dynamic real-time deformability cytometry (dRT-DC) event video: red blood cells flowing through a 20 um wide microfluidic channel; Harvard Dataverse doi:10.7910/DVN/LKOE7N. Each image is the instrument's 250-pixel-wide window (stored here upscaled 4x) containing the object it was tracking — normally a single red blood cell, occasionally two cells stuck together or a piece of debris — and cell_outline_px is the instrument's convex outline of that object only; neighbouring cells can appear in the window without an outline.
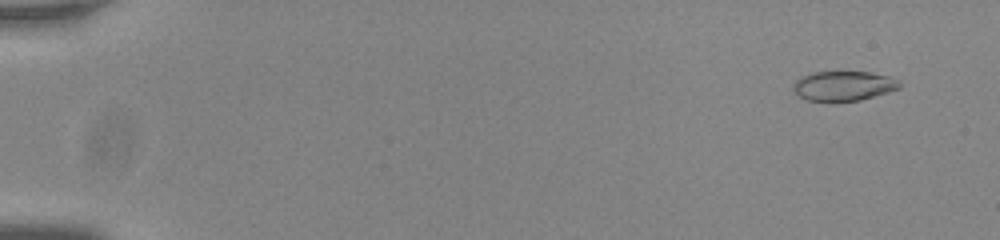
{"species": "common noctule bat (a hibernating species)", "species_latin": "Nyctalus noctula", "temperature_condition": "room temperature", "stored_images_in_passage": 56, "camera_frame_rate_fps": 3000, "um_per_image_px": 0.085, "animal": {"sex": "male", "body_mass_g": 20.0, "forearm_length_mm": 53.3}, "frame": {"image": 1, "passage_image": 4, "time_ms": 1.0, "image_size_px": [1000, 240], "cell_outline_px": [[900, 88], [860, 100], [808, 100], [800, 96], [792, 88], [796, 80], [800, 76], [812, 72], [868, 72], [888, 76], [900, 80]], "centroid_in_image_um": [71.7, 7.28], "position_along_channel_um": 13.3, "area_um2": 18.03}}
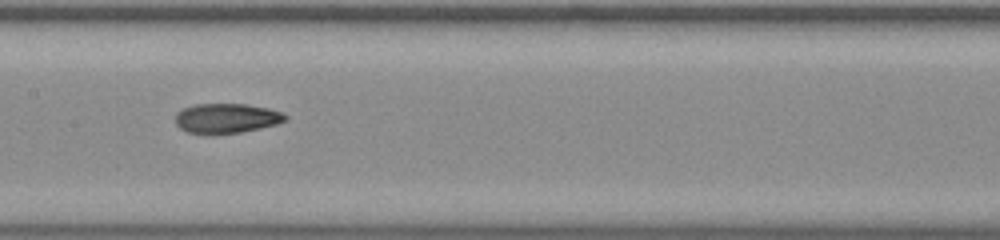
{"frame": {"image": 2, "passage_image": 30, "time_ms": 9.667, "image_size_px": [1000, 240], "cell_outline_px": [[288, 120], [276, 124], [260, 128], [240, 132], [212, 136], [188, 132], [180, 128], [176, 124], [176, 112], [184, 108], [196, 104], [248, 104], [268, 108], [284, 112], [288, 116]], "centroid_in_image_um": [19.27, 10.07], "position_along_channel_um": 188.1, "area_um2": 19.48}}
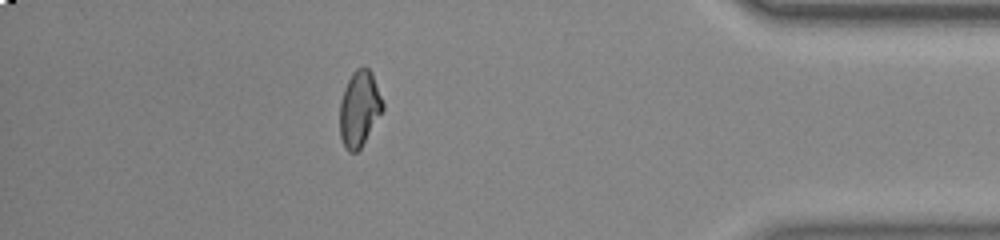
{"frame": {"image": 3, "passage_image": 50, "time_ms": 16.333, "image_size_px": [1000, 240], "cell_outline_px": [[384, 108], [360, 148], [356, 152], [348, 152], [340, 136], [340, 100], [344, 88], [352, 72], [356, 68], [364, 64], [372, 72], [384, 104]], "centroid_in_image_um": [30.54, 9.18], "position_along_channel_um": 404.7, "area_um2": 18.9}, "authors_computed_cell_mechanics": {"area_um2": 19.1318, "velocity_mm_per_s": 3.7724, "shape_relaxation_time_tau1_ms": null, "shape_relaxation_time_tau2_ms": 2.6177, "deformation_change_tau1": null, "deformation_change_tau2": 0.0697}}